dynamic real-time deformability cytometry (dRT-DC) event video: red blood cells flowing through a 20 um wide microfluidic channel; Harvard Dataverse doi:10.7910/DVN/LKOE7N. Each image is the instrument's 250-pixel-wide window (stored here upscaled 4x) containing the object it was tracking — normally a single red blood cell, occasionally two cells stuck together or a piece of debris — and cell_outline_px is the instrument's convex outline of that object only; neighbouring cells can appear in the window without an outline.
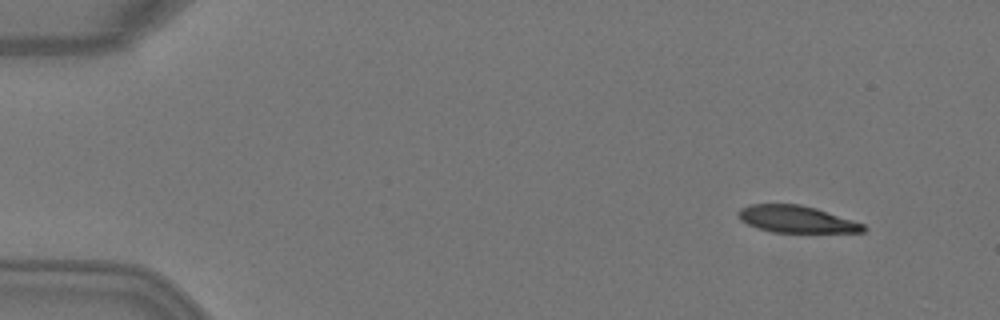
{"species": "Egyptian fruit bat (a non-hibernating species)", "species_latin": "Rousettus aegyptiacus", "temperature_condition": "warm", "stored_images_in_passage": 6, "camera_frame_rate_fps": 3000, "um_per_image_px": 0.085, "animal": {"sex": "female"}, "frame": {"image": 1, "passage_image": 2, "time_ms": 0.333, "image_size_px": [1000, 320], "cell_outline_px": [[868, 228], [864, 232], [772, 232], [748, 224], [740, 220], [736, 212], [740, 208], [748, 204], [800, 204], [816, 208], [864, 224]], "centroid_in_image_um": [67.68, 18.62], "position_along_channel_um": 17.3, "area_um2": 19.59}}
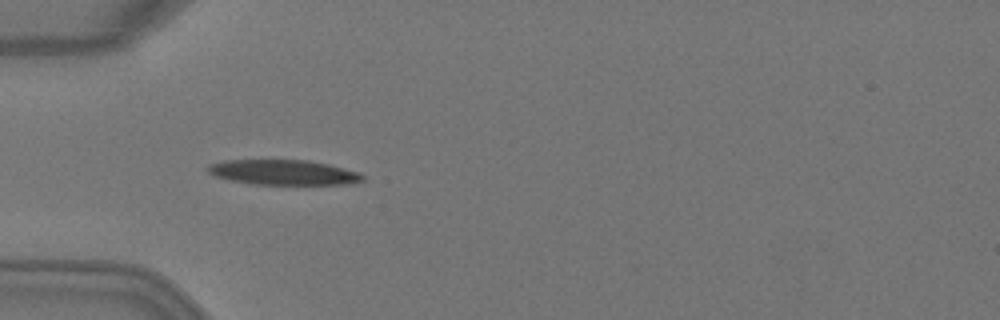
{"frame": {"image": 2, "passage_image": 5, "time_ms": 1.333, "image_size_px": [1000, 320], "cell_outline_px": [[364, 180], [352, 184], [252, 184], [212, 176], [208, 172], [208, 164], [224, 160], [308, 160], [328, 164], [360, 172], [364, 176]], "centroid_in_image_um": [24.1, 14.65], "position_along_channel_um": 60.9, "area_um2": 22.66}}
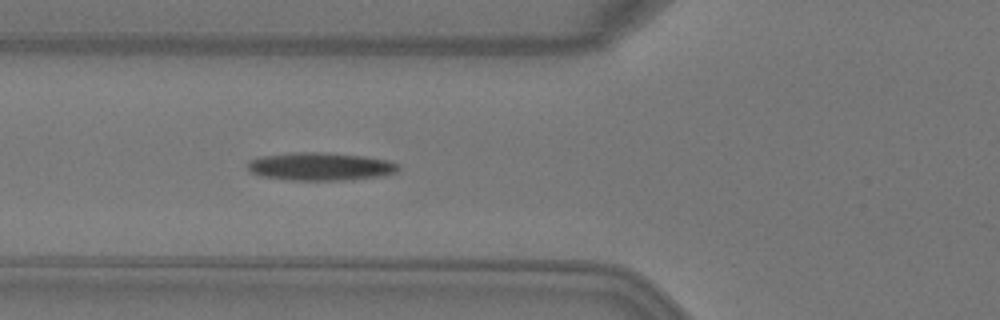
{"frame": {"image": 3, "passage_image": 6, "time_ms": 1.667, "image_size_px": [1000, 320], "cell_outline_px": [[400, 168], [396, 172], [384, 176], [352, 180], [288, 180], [260, 176], [252, 172], [248, 168], [248, 160], [260, 156], [288, 152], [328, 152], [364, 156], [388, 160], [400, 164]], "centroid_in_image_um": [27.26, 14.15], "position_along_channel_um": 98.5, "area_um2": 25.09}}